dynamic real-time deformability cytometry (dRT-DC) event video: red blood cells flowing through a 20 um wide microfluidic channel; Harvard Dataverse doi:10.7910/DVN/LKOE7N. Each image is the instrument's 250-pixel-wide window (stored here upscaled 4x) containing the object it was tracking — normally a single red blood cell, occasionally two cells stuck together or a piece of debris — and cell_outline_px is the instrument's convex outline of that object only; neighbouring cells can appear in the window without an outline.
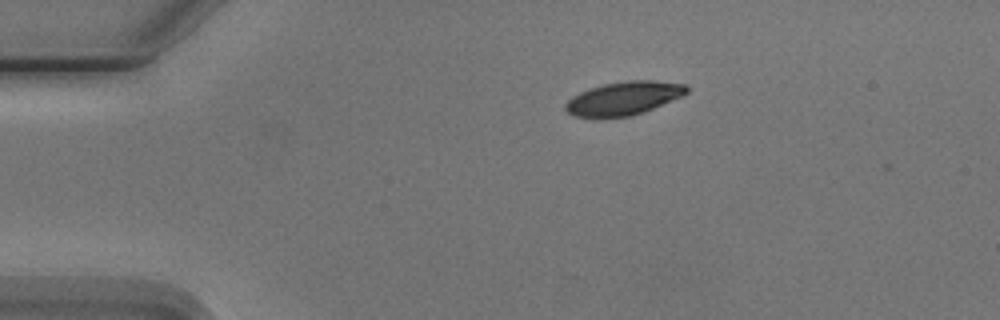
{"species": "Egyptian fruit bat (a non-hibernating species)", "species_latin": "Rousettus aegyptiacus", "temperature_condition": "cold", "stored_images_in_passage": 4, "camera_frame_rate_fps": 3000, "um_per_image_px": 0.085, "animal": {"sex": "male"}, "frame": {"image": 1, "passage_image": 4, "time_ms": 4.667, "image_size_px": [1000, 320], "cell_outline_px": [[688, 92], [680, 96], [644, 112], [632, 116], [604, 120], [600, 120], [576, 116], [568, 112], [564, 108], [564, 104], [572, 96], [580, 92], [604, 84], [628, 80], [652, 80], [684, 84], [688, 88]], "centroid_in_image_um": [52.95, 8.4], "position_along_channel_um": 32.1, "area_um2": 23.93}}